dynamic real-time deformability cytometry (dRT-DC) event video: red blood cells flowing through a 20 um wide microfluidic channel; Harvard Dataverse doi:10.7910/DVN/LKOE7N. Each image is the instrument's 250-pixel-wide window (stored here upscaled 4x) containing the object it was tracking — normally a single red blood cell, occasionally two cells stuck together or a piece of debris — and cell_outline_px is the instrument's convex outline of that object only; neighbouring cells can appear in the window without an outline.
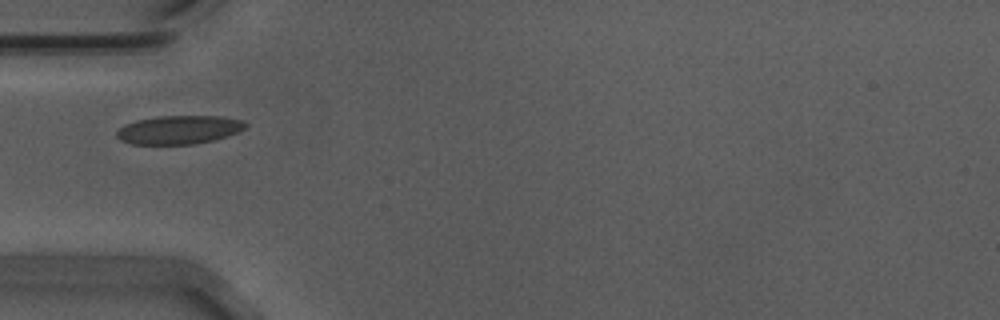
{"species": "Egyptian fruit bat (a non-hibernating species)", "species_latin": "Rousettus aegyptiacus", "temperature_condition": "warm", "stored_images_in_passage": 39, "camera_frame_rate_fps": 3000, "um_per_image_px": 0.085, "animal": {"sex": "male"}, "frame": {"image": 1, "passage_image": 1, "time_ms": 0.0, "image_size_px": [1000, 320], "cell_outline_px": [[248, 124], [244, 128], [228, 136], [196, 144], [132, 144], [120, 140], [116, 136], [116, 132], [124, 124], [140, 120], [160, 116], [224, 116], [244, 120]], "centroid_in_image_um": [15.23, 11.03], "position_along_channel_um": 69.8, "area_um2": 21.39}}
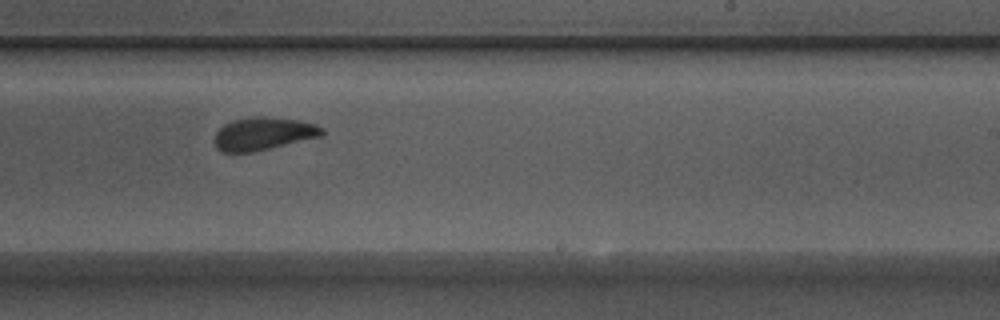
{"frame": {"image": 2, "passage_image": 17, "time_ms": 5.333, "image_size_px": [1000, 320], "cell_outline_px": [[324, 132], [320, 136], [252, 152], [224, 152], [216, 148], [216, 132], [224, 124], [232, 120], [252, 116], [260, 116], [296, 120], [316, 124], [324, 128]], "centroid_in_image_um": [22.37, 11.35], "position_along_channel_um": 266.6, "area_um2": 20.23}}
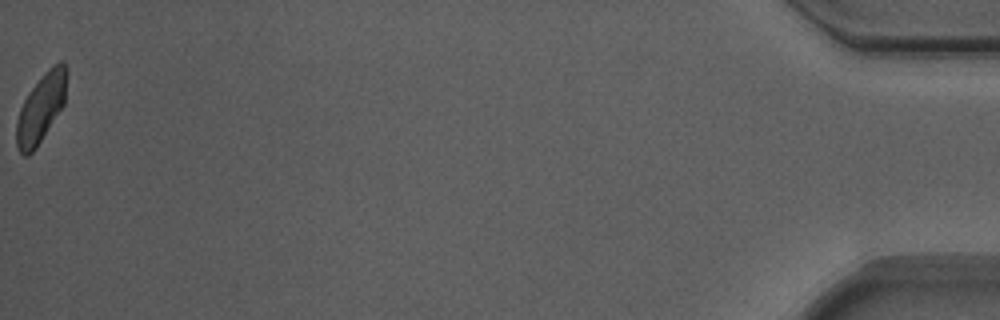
{"frame": {"image": 3, "passage_image": 39, "time_ms": 12.667, "image_size_px": [1000, 320], "cell_outline_px": [[64, 104], [36, 148], [28, 156], [24, 156], [16, 148], [16, 120], [20, 108], [28, 92], [44, 72], [48, 68], [60, 60], [64, 64]], "centroid_in_image_um": [3.41, 9.24], "position_along_channel_um": 431.8, "area_um2": 19.65}, "authors_computed_cell_mechanics": {"area_um2": 20.5768, "velocity_mm_per_s": 3.6943, "shape_relaxation_time_tau1_ms": 3.6056, "shape_relaxation_time_tau2_ms": 1.8438, "deformation_change_tau1": 0.1103, "deformation_change_tau2": 0.0475}}